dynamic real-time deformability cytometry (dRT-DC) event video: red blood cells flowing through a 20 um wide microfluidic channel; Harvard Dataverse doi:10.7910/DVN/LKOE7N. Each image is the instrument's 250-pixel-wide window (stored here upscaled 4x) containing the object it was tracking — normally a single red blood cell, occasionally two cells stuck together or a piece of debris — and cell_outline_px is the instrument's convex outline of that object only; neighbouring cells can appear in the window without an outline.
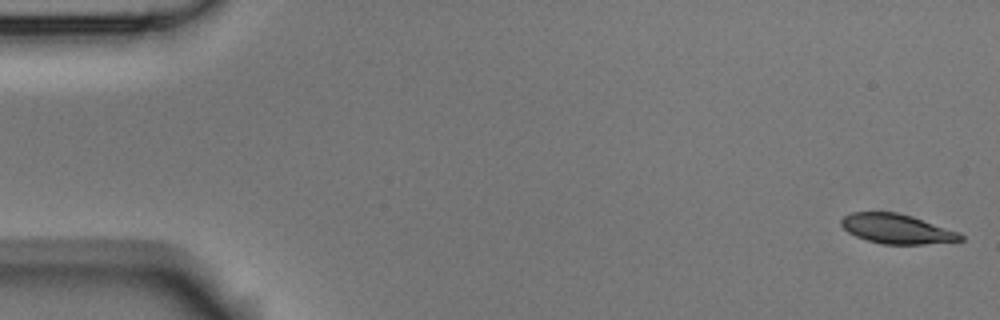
{"species": "Egyptian fruit bat (a non-hibernating species)", "species_latin": "Rousettus aegyptiacus", "temperature_condition": "room temperature", "stored_images_in_passage": 53, "camera_frame_rate_fps": 3000, "um_per_image_px": 0.085, "animal": {"sex": "male"}, "frame": {"image": 1, "passage_image": 1, "time_ms": 0.0, "image_size_px": [1000, 320], "cell_outline_px": [[964, 240], [924, 244], [880, 244], [856, 236], [848, 232], [840, 224], [840, 220], [844, 216], [852, 212], [896, 212], [912, 216], [960, 232], [964, 236]], "centroid_in_image_um": [76.24, 19.45], "position_along_channel_um": 8.8, "area_um2": 20.58}}
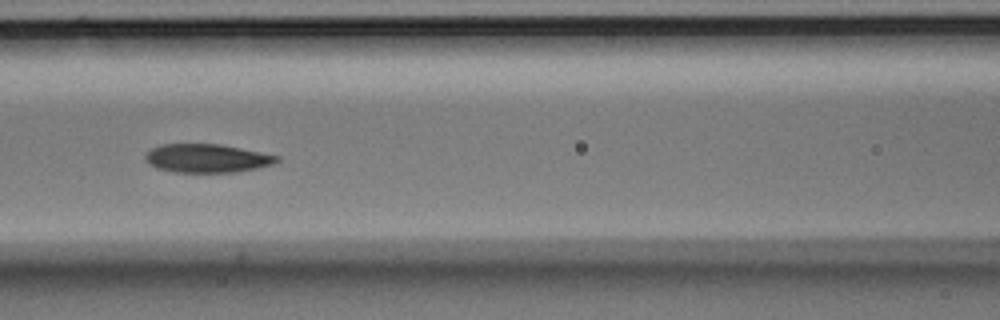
{"frame": {"image": 2, "passage_image": 23, "time_ms": 7.333, "image_size_px": [1000, 320], "cell_outline_px": [[280, 160], [272, 164], [260, 168], [236, 172], [172, 172], [156, 168], [148, 164], [144, 160], [144, 156], [152, 148], [160, 144], [220, 144], [280, 156]], "centroid_in_image_um": [17.57, 13.46], "position_along_channel_um": 149.0, "area_um2": 22.02}}
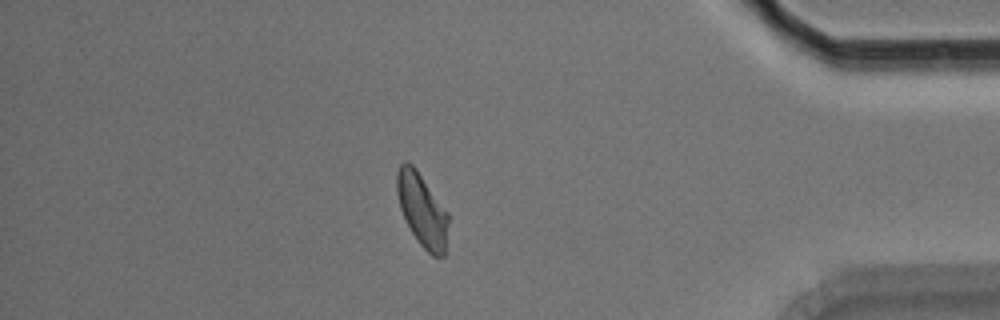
{"frame": {"image": 3, "passage_image": 46, "time_ms": 15.0, "image_size_px": [1000, 320], "cell_outline_px": [[448, 220], [444, 256], [432, 256], [420, 244], [412, 232], [400, 208], [396, 192], [396, 172], [400, 164], [404, 160], [412, 164], [416, 168], [448, 212]], "centroid_in_image_um": [35.86, 17.8], "position_along_channel_um": 399.3, "area_um2": 21.73}, "authors_computed_cell_mechanics": {"area_um2": 22.1374, "velocity_mm_per_s": 3.7471, "shape_relaxation_time_tau1_ms": 3.1409, "shape_relaxation_time_tau2_ms": 2.6281, "deformation_change_tau1": 0.1181, "deformation_change_tau2": 0.0688}}